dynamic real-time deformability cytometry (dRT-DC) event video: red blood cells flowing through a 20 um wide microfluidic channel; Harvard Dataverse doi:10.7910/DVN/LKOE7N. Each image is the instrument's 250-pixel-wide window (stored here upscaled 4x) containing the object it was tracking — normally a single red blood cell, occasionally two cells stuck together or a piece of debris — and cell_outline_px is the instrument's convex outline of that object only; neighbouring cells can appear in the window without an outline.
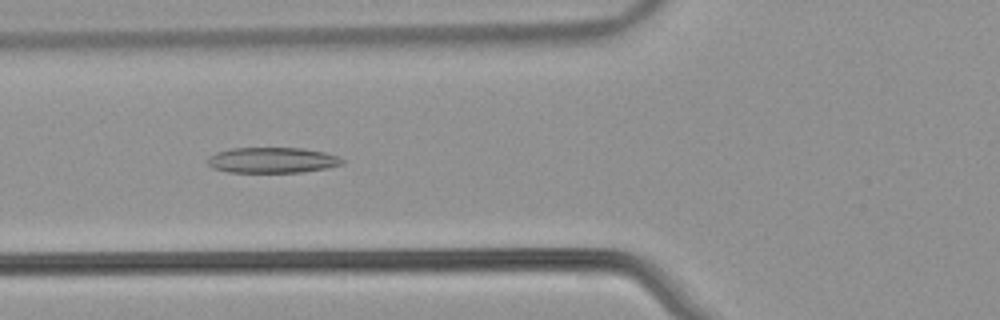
{"species": "common noctule bat (a hibernating species)", "species_latin": "Nyctalus noctula", "temperature_condition": "warm", "stored_images_in_passage": 54, "camera_frame_rate_fps": 3000, "um_per_image_px": 0.085, "animal": {"sex": "male", "body_mass_g": 21.5, "forearm_length_mm": 52.0}, "frame": {"image": 1, "passage_image": 21, "time_ms": 6.667, "image_size_px": [1000, 320], "cell_outline_px": [[344, 164], [324, 168], [300, 172], [228, 172], [212, 168], [208, 164], [208, 156], [216, 152], [232, 148], [304, 148], [324, 152], [336, 156], [344, 160]], "centroid_in_image_um": [23.11, 13.61], "position_along_channel_um": 102.7, "area_um2": 20.0}}
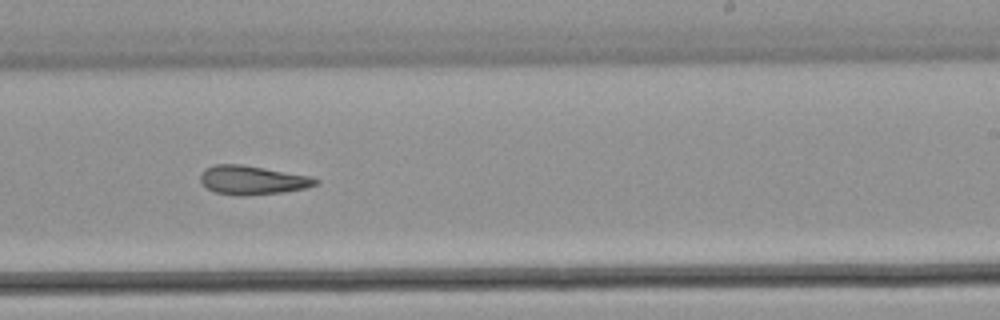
{"frame": {"image": 2, "passage_image": 34, "time_ms": 11.0, "image_size_px": [1000, 320], "cell_outline_px": [[320, 184], [308, 188], [284, 192], [244, 196], [236, 196], [216, 192], [208, 188], [200, 180], [200, 176], [204, 168], [216, 164], [240, 164], [264, 168], [308, 176], [320, 180]], "centroid_in_image_um": [21.47, 15.32], "position_along_channel_um": 267.5, "area_um2": 19.42}}
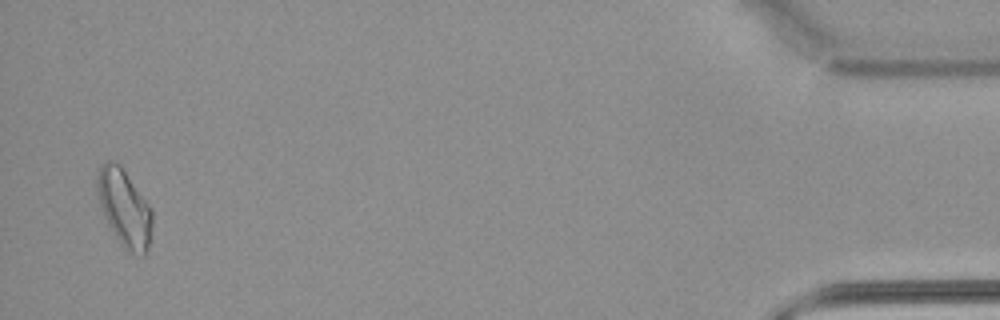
{"frame": {"image": 3, "passage_image": 53, "time_ms": 17.333, "image_size_px": [1000, 320], "cell_outline_px": [[152, 224], [148, 248], [144, 256], [128, 252], [120, 244], [108, 224], [104, 216], [96, 192], [96, 176], [100, 164], [104, 160], [112, 160], [120, 164], [152, 208]], "centroid_in_image_um": [10.55, 17.64], "position_along_channel_um": 424.6, "area_um2": 25.03}, "authors_computed_cell_mechanics": {"area_um2": 20.8947, "velocity_mm_per_s": 3.8066, "shape_relaxation_time_tau1_ms": null, "shape_relaxation_time_tau2_ms": 7.7026, "deformation_change_tau1": null, "deformation_change_tau2": 0.2001}}